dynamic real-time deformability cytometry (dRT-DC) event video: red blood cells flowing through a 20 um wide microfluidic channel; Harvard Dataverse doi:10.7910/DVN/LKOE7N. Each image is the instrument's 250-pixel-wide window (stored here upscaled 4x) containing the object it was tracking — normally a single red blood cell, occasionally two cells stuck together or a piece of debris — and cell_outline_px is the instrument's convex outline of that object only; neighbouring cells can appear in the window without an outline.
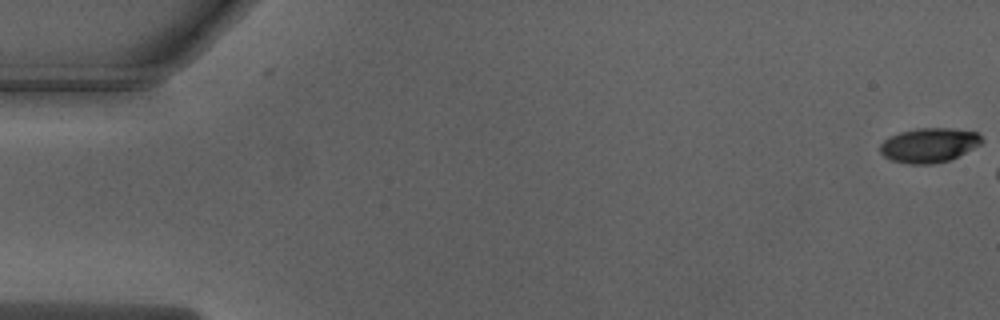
{"species": "Egyptian fruit bat (a non-hibernating species)", "species_latin": "Rousettus aegyptiacus", "temperature_condition": "warm", "stored_images_in_passage": 8, "camera_frame_rate_fps": 3000, "um_per_image_px": 0.085, "animal": {"sex": "male"}, "frame": {"image": 1, "passage_image": 1, "time_ms": 0.0, "image_size_px": [1000, 320], "cell_outline_px": [[984, 140], [980, 144], [948, 160], [932, 164], [908, 164], [892, 160], [884, 156], [880, 152], [880, 144], [884, 140], [900, 132], [916, 128], [952, 128], [976, 132]], "centroid_in_image_um": [78.94, 12.33], "position_along_channel_um": 6.1, "area_um2": 20.17}}